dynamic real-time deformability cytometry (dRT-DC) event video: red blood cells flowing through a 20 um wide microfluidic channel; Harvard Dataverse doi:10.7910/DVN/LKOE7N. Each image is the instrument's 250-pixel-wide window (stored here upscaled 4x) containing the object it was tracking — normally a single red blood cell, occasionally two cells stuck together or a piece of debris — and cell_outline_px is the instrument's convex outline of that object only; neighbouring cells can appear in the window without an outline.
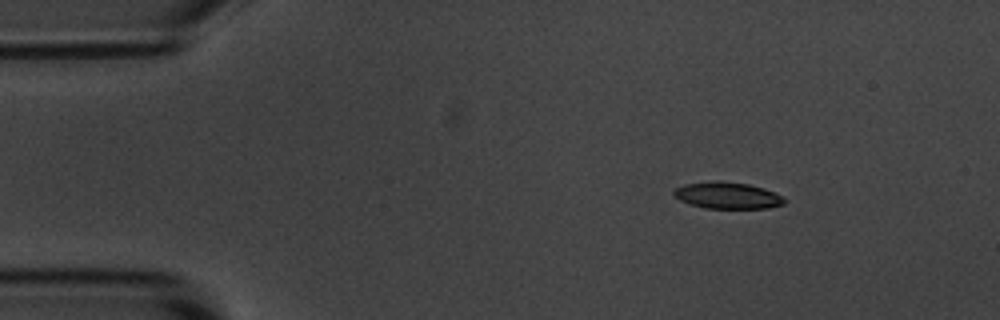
{"species": "common noctule bat (a hibernating species)", "species_latin": "Nyctalus noctula", "temperature_condition": "room temperature", "stored_images_in_passage": 3, "camera_frame_rate_fps": 3000, "um_per_image_px": 0.085, "animal": {"sex": "male", "body_mass_g": 20.1, "forearm_length_mm": 53.5}, "frame": {"image": 1, "passage_image": 1, "time_ms": 0.0, "image_size_px": [1000, 320], "cell_outline_px": [[788, 200], [784, 204], [768, 208], [704, 208], [680, 200], [672, 192], [676, 188], [684, 184], [716, 180], [748, 184], [764, 188]], "centroid_in_image_um": [61.84, 16.61], "position_along_channel_um": 23.2, "area_um2": 16.99}}